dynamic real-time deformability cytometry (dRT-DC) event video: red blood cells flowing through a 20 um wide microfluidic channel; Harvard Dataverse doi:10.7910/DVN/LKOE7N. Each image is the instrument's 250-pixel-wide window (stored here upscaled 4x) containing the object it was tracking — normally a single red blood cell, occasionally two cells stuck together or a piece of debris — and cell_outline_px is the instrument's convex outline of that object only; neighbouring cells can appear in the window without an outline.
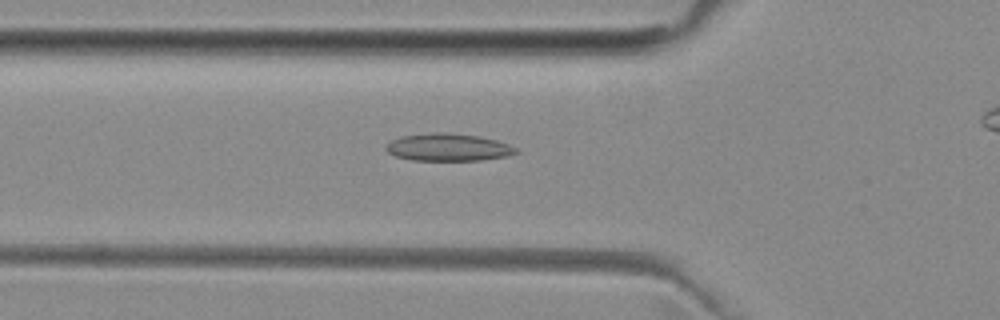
{"species": "common noctule bat (a hibernating species)", "species_latin": "Nyctalus noctula", "temperature_condition": "room temperature", "stored_images_in_passage": 45, "camera_frame_rate_fps": 3000, "um_per_image_px": 0.085, "animal": {"sex": "female", "body_mass_g": 29.2, "forearm_length_mm": 56.3}, "frame": {"image": 1, "passage_image": 18, "time_ms": 5.667, "image_size_px": [1000, 320], "cell_outline_px": [[520, 152], [508, 156], [480, 160], [412, 160], [396, 156], [388, 152], [384, 148], [392, 140], [400, 136], [432, 132], [444, 132], [480, 136], [496, 140], [508, 144], [516, 148]], "centroid_in_image_um": [38.11, 12.51], "position_along_channel_um": 87.7, "area_um2": 20.81}}
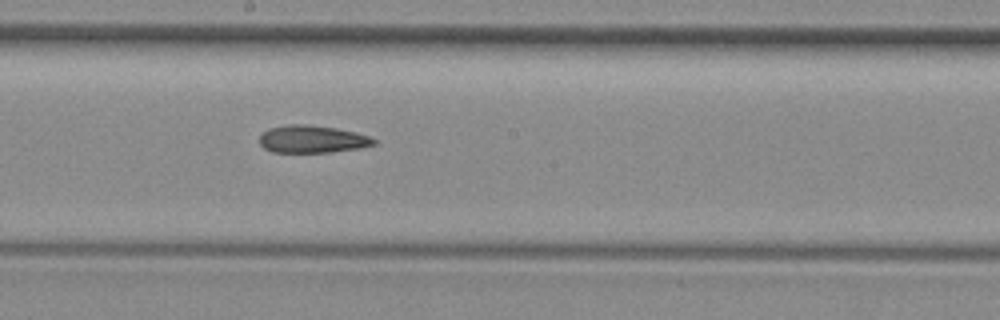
{"frame": {"image": 2, "passage_image": 28, "time_ms": 9.0, "image_size_px": [1000, 320], "cell_outline_px": [[376, 144], [360, 148], [332, 152], [272, 152], [264, 148], [260, 144], [260, 136], [268, 128], [288, 124], [308, 124], [336, 128], [356, 132], [368, 136], [376, 140]], "centroid_in_image_um": [26.54, 11.82], "position_along_channel_um": 221.7, "area_um2": 18.38}}
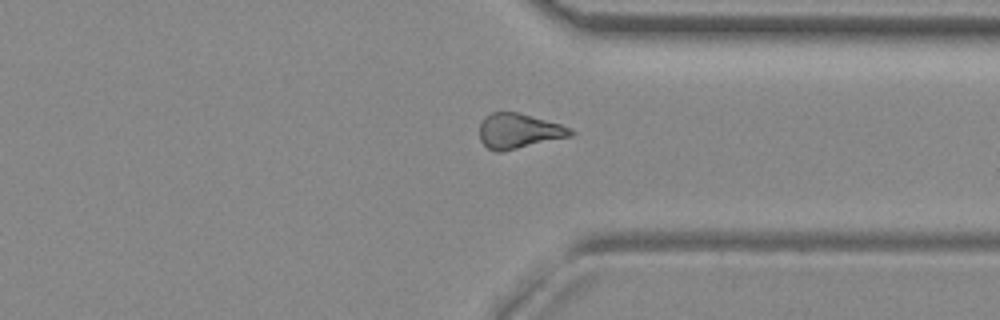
{"frame": {"image": 3, "passage_image": 39, "time_ms": 12.667, "image_size_px": [1000, 320], "cell_outline_px": [[576, 132], [572, 136], [500, 152], [496, 152], [488, 148], [480, 140], [480, 120], [484, 116], [492, 112], [516, 112], [560, 124], [572, 128]], "centroid_in_image_um": [44.09, 11.13], "position_along_channel_um": 367.3, "area_um2": 18.55}}